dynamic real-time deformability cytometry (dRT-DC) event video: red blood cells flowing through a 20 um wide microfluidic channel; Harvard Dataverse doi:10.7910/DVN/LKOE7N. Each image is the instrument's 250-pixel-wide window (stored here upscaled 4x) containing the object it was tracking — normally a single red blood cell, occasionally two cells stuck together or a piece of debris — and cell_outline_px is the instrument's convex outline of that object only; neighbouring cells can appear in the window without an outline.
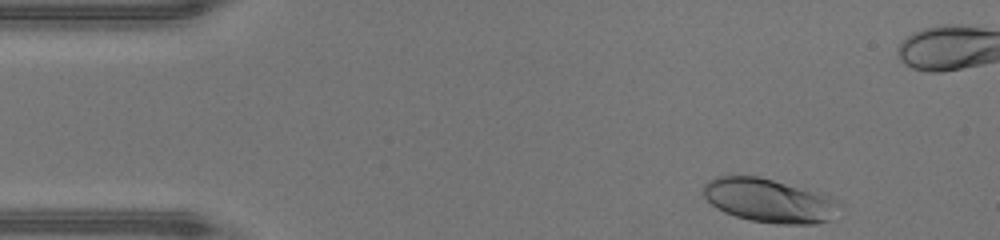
{"species": "human", "species_latin": "Homo sapiens", "temperature_condition": "warm", "stored_images_in_passage": 36, "camera_frame_rate_fps": 3000, "um_per_image_px": 0.085, "donor": {"sex": "male"}, "frame": {"image": 1, "passage_image": 1, "time_ms": 0.0, "image_size_px": [1000, 240], "cell_outline_px": [[840, 204], [828, 220], [816, 224], [776, 224], [748, 220], [724, 212], [716, 208], [704, 196], [704, 184], [708, 180], [716, 176], [760, 176], [820, 192], [836, 200]], "centroid_in_image_um": [65.34, 17.04], "position_along_channel_um": 19.7, "area_um2": 34.62}}
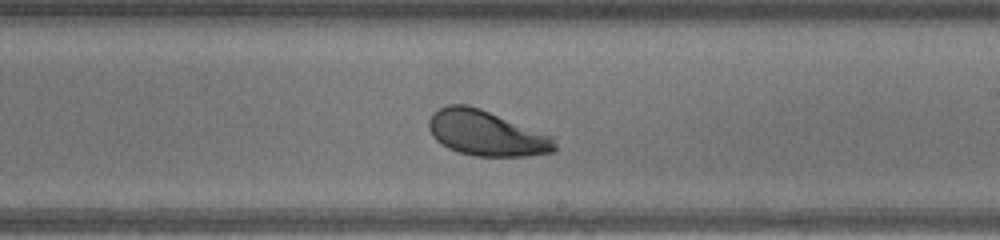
{"frame": {"image": 2, "passage_image": 23, "time_ms": 7.333, "image_size_px": [1000, 240], "cell_outline_px": [[556, 152], [528, 156], [472, 156], [448, 148], [440, 144], [432, 136], [428, 128], [428, 120], [432, 112], [448, 104], [468, 104], [480, 108], [556, 136]], "centroid_in_image_um": [41.37, 11.32], "position_along_channel_um": 247.6, "area_um2": 33.93}}
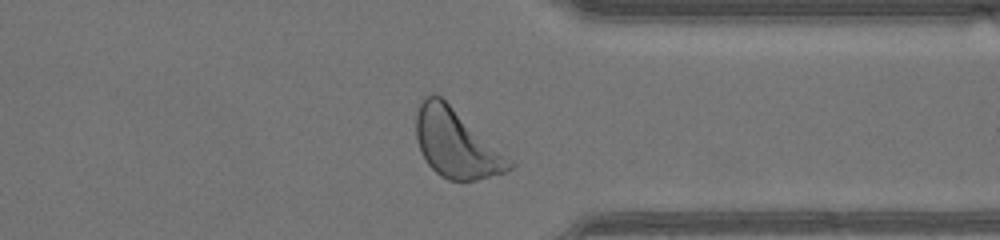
{"frame": {"image": 3, "passage_image": 32, "time_ms": 10.333, "image_size_px": [1000, 240], "cell_outline_px": [[516, 164], [512, 168], [504, 172], [476, 180], [448, 180], [440, 176], [428, 164], [420, 152], [416, 140], [416, 112], [424, 96], [432, 92], [436, 92]], "centroid_in_image_um": [38.73, 12.18], "position_along_channel_um": 372.7, "area_um2": 36.93}, "authors_computed_cell_mechanics": {"area_um2": 33.4951, "velocity_mm_per_s": 4.3185, "shape_relaxation_time_tau1_ms": 3.1535, "shape_relaxation_time_tau2_ms": null, "deformation_change_tau1": 0.1714, "deformation_change_tau2": null}}